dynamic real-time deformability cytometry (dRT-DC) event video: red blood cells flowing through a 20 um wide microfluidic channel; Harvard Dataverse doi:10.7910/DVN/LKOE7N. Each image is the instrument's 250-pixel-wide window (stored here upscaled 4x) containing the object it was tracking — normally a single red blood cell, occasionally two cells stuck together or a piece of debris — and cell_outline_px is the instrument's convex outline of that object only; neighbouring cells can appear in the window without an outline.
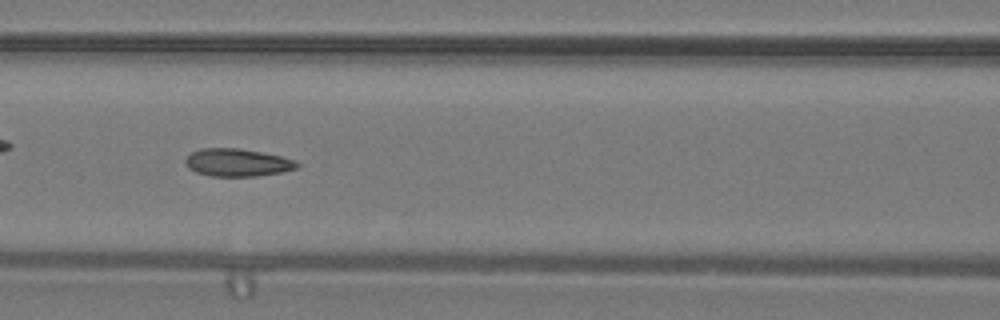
{"species": "common noctule bat (a hibernating species)", "species_latin": "Nyctalus noctula", "temperature_condition": "warm", "stored_images_in_passage": 48, "camera_frame_rate_fps": 3000, "um_per_image_px": 0.085, "animal": {"sex": "male", "body_mass_g": 19.2, "forearm_length_mm": 51.8}, "frame": {"image": 1, "passage_image": 21, "time_ms": 6.667, "image_size_px": [1000, 320], "cell_outline_px": [[300, 164], [296, 168], [284, 172], [256, 176], [212, 176], [196, 172], [188, 168], [184, 160], [192, 152], [200, 148], [240, 148], [280, 156], [296, 160]], "centroid_in_image_um": [20.18, 13.81], "position_along_channel_um": 146.4, "area_um2": 18.03}, "authors_computed_cell_mechanics": {"area_um2": 18.1492, "velocity_mm_per_s": 4.2636, "shape_relaxation_time_tau1_ms": null, "shape_relaxation_time_tau2_ms": 1.9475, "deformation_change_tau1": null, "deformation_change_tau2": 0.1022}}